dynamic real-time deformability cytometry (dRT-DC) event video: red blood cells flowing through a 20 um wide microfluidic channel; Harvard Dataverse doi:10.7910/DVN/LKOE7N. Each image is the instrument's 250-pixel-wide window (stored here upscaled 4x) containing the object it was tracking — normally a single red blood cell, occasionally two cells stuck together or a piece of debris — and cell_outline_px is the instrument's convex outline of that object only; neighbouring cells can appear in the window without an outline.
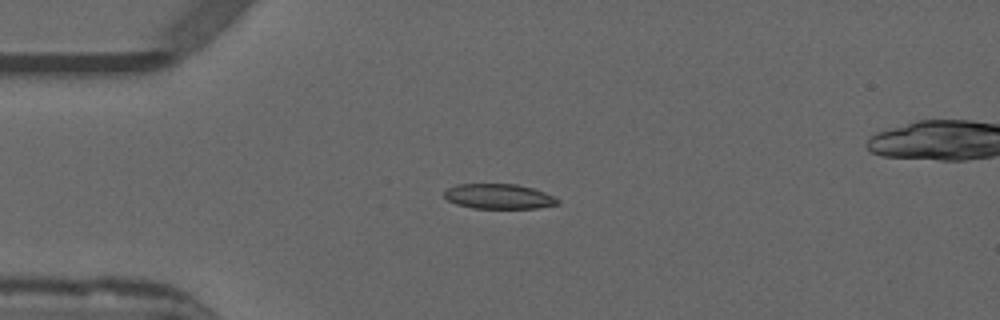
{"species": "common noctule bat (a hibernating species)", "species_latin": "Nyctalus noctula", "temperature_condition": "warm", "stored_images_in_passage": 40, "camera_frame_rate_fps": 3000, "um_per_image_px": 0.085, "animal": {"sex": "male", "forearm_length_mm": 52.5}, "frame": {"image": 1, "passage_image": 1, "time_ms": 0.0, "image_size_px": [1000, 320], "cell_outline_px": [[560, 204], [536, 208], [472, 208], [456, 204], [448, 200], [444, 196], [444, 192], [448, 188], [456, 184], [516, 184], [532, 188], [544, 192], [560, 200]], "centroid_in_image_um": [42.39, 16.69], "position_along_channel_um": 42.6, "area_um2": 16.47}}
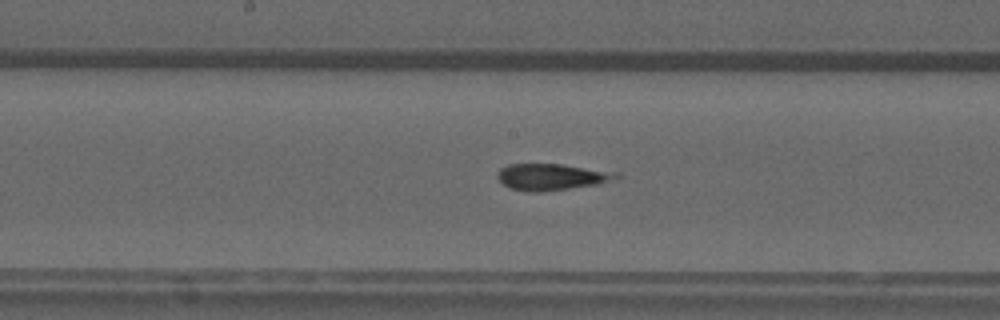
{"frame": {"image": 2, "passage_image": 15, "time_ms": 4.667, "image_size_px": [1000, 320], "cell_outline_px": [[620, 176], [596, 184], [540, 192], [524, 192], [508, 188], [496, 176], [496, 172], [500, 168], [508, 164], [560, 164], [620, 172]], "centroid_in_image_um": [46.81, 15.03], "position_along_channel_um": 201.4, "area_um2": 18.26}}
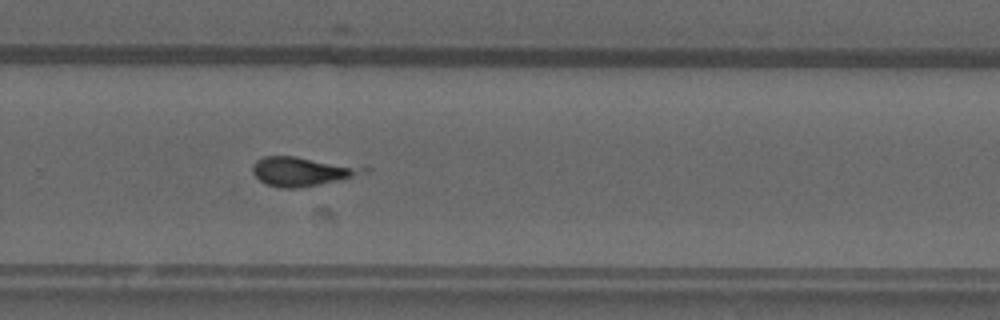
{"frame": {"image": 3, "passage_image": 23, "time_ms": 7.333, "image_size_px": [1000, 320], "cell_outline_px": [[372, 168], [368, 172], [336, 180], [300, 188], [280, 188], [264, 184], [252, 172], [252, 164], [256, 160], [264, 156], [292, 156]], "centroid_in_image_um": [25.6, 14.57], "position_along_channel_um": 304.2, "area_um2": 18.55}}